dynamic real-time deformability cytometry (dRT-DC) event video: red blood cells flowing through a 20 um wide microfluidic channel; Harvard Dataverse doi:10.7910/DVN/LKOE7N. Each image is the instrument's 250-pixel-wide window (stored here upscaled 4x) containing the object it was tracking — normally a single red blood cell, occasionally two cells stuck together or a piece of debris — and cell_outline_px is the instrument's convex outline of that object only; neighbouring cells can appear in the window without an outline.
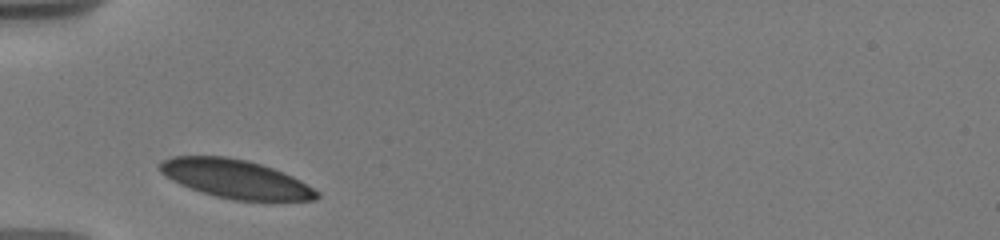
{"species": "human", "species_latin": "Homo sapiens", "temperature_condition": "warm", "stored_images_in_passage": 2, "camera_frame_rate_fps": 3000, "um_per_image_px": 0.085, "donor": {"sex": "male"}, "frame": {"image": 1, "passage_image": 1, "time_ms": 0.0, "image_size_px": [1000, 240], "cell_outline_px": [[320, 196], [316, 200], [232, 200], [216, 196], [180, 184], [172, 180], [160, 172], [160, 164], [164, 160], [172, 156], [228, 156], [248, 160], [272, 168], [292, 176], [300, 180], [320, 192]], "centroid_in_image_um": [20.05, 15.2], "position_along_channel_um": 65.0, "area_um2": 34.97}}
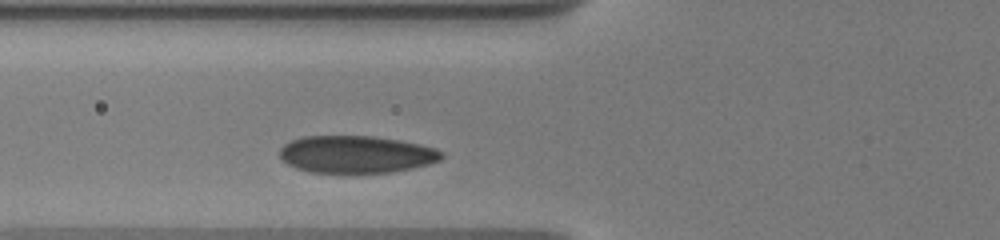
{"frame": {"image": 2, "passage_image": 2, "time_ms": 1.0, "image_size_px": [1000, 240], "cell_outline_px": [[444, 156], [440, 160], [428, 164], [412, 168], [388, 172], [352, 176], [308, 172], [296, 168], [288, 164], [280, 156], [280, 148], [284, 144], [300, 136], [372, 136], [400, 140], [420, 144], [436, 148], [444, 152]], "centroid_in_image_um": [30.27, 13.16], "position_along_channel_um": 95.5, "area_um2": 36.3}}